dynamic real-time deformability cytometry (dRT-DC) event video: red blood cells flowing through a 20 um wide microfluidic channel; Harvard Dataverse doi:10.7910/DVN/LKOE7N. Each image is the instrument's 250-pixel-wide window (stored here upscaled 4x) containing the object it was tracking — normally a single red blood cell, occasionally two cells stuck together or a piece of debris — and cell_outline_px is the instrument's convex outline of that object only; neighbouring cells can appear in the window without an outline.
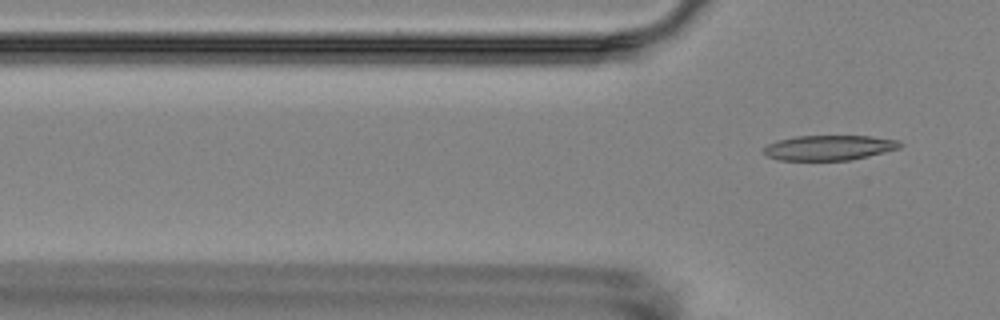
{"species": "Egyptian fruit bat (a non-hibernating species)", "species_latin": "Rousettus aegyptiacus", "temperature_condition": "room temperature", "stored_images_in_passage": 3, "segment_of_instrument_passage": [2, 2], "camera_frame_rate_fps": 3000, "um_per_image_px": 0.085, "animal": {"sex": "female"}, "frame": {"image": 1, "passage_image": 3, "time_ms": 2.333, "image_size_px": [1000, 320], "cell_outline_px": [[904, 144], [900, 148], [852, 160], [776, 160], [764, 156], [764, 148], [768, 144], [776, 140], [796, 136], [868, 136], [900, 140]], "centroid_in_image_um": [70.46, 12.56], "position_along_channel_um": 55.3, "area_um2": 20.06}}